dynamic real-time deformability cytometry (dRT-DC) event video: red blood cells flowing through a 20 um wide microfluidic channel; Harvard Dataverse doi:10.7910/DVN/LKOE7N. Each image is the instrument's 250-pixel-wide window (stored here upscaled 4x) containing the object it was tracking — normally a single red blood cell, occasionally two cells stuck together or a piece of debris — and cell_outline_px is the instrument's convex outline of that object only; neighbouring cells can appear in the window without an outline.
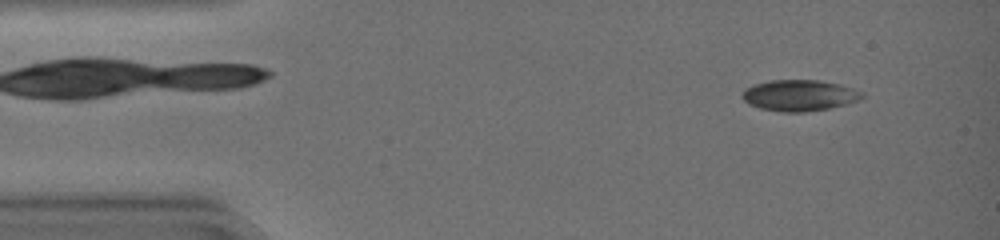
{"species": "common noctule bat (a hibernating species)", "species_latin": "Nyctalus noctula", "temperature_condition": "warm", "stored_images_in_passage": 46, "camera_frame_rate_fps": 3000, "um_per_image_px": 0.085, "animal": {"sex": "female", "body_mass_g": 19.0, "forearm_length_mm": 51.5}, "frame": {"image": 1, "passage_image": 5, "time_ms": 1.333, "image_size_px": [1000, 240], "cell_outline_px": [[864, 96], [856, 100], [844, 104], [828, 108], [804, 112], [784, 112], [760, 108], [748, 104], [740, 96], [744, 88], [752, 84], [768, 80], [820, 80], [840, 84], [852, 88], [860, 92]], "centroid_in_image_um": [67.86, 8.09], "position_along_channel_um": 17.1, "area_um2": 21.68}}
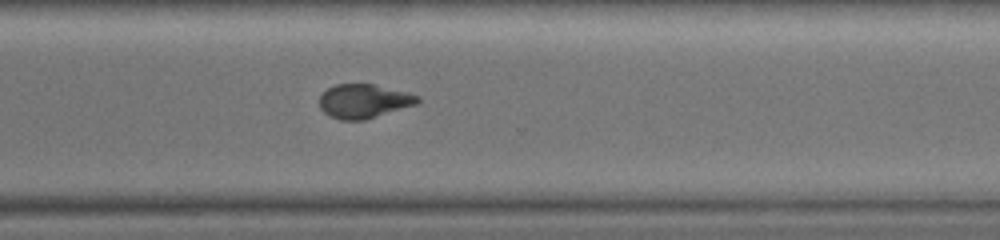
{"frame": {"image": 2, "passage_image": 34, "time_ms": 11.0, "image_size_px": [1000, 240], "cell_outline_px": [[420, 100], [416, 104], [364, 120], [340, 120], [324, 112], [320, 108], [320, 92], [336, 84], [372, 84], [408, 92], [420, 96]], "centroid_in_image_um": [30.91, 8.59], "position_along_channel_um": 339.7, "area_um2": 19.36}}
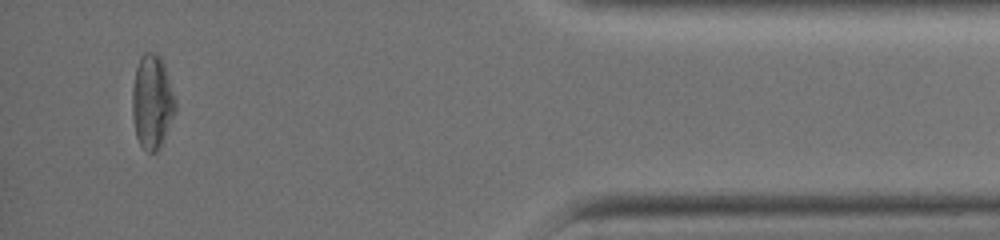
{"frame": {"image": 3, "passage_image": 43, "time_ms": 14.0, "image_size_px": [1000, 240], "cell_outline_px": [[176, 108], [160, 148], [156, 152], [148, 152], [140, 144], [136, 136], [132, 116], [132, 88], [136, 68], [140, 56], [144, 52], [156, 52], [160, 56], [164, 64], [176, 100]], "centroid_in_image_um": [12.92, 8.63], "position_along_channel_um": 422.3, "area_um2": 23.64}, "authors_computed_cell_mechanics": {"area_um2": 21.4727, "velocity_mm_per_s": 4.2578, "shape_relaxation_time_tau1_ms": 5.7408, "shape_relaxation_time_tau2_ms": 3.5441, "deformation_change_tau1": 0.1941, "deformation_change_tau2": 0.0512}}